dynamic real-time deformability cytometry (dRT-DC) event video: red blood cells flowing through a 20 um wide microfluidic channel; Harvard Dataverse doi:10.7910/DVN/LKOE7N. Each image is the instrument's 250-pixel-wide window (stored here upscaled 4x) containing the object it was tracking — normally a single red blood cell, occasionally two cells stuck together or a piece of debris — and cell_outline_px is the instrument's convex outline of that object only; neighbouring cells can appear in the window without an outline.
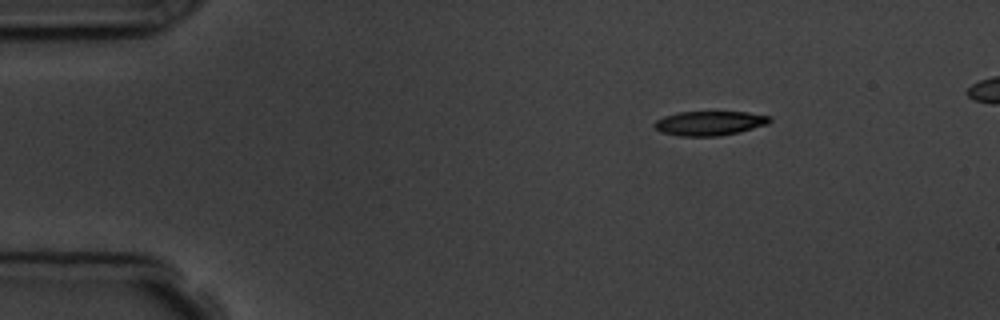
{"species": "common noctule bat (a hibernating species)", "species_latin": "Nyctalus noctula", "temperature_condition": "room temperature", "stored_images_in_passage": 4, "camera_frame_rate_fps": 3000, "um_per_image_px": 0.085, "animal": {"sex": "male", "body_mass_g": 19.5, "forearm_length_mm": 54.6}, "frame": {"image": 1, "passage_image": 1, "time_ms": 0.0, "image_size_px": [1000, 320], "cell_outline_px": [[772, 120], [768, 124], [720, 136], [680, 136], [660, 132], [652, 124], [656, 120], [664, 116], [680, 112], [748, 112], [772, 116]], "centroid_in_image_um": [60.31, 10.47], "position_along_channel_um": 24.7, "area_um2": 16.36}}